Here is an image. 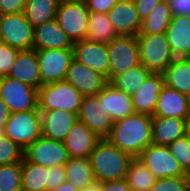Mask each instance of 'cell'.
<instances>
[{
  "label": "cell",
  "instance_id": "obj_1",
  "mask_svg": "<svg viewBox=\"0 0 190 191\" xmlns=\"http://www.w3.org/2000/svg\"><path fill=\"white\" fill-rule=\"evenodd\" d=\"M106 139L133 158L138 157L152 143V116L133 113L114 121Z\"/></svg>",
  "mask_w": 190,
  "mask_h": 191
},
{
  "label": "cell",
  "instance_id": "obj_2",
  "mask_svg": "<svg viewBox=\"0 0 190 191\" xmlns=\"http://www.w3.org/2000/svg\"><path fill=\"white\" fill-rule=\"evenodd\" d=\"M90 163L96 182L125 179L128 166L133 157L101 139L90 154Z\"/></svg>",
  "mask_w": 190,
  "mask_h": 191
},
{
  "label": "cell",
  "instance_id": "obj_3",
  "mask_svg": "<svg viewBox=\"0 0 190 191\" xmlns=\"http://www.w3.org/2000/svg\"><path fill=\"white\" fill-rule=\"evenodd\" d=\"M80 94L65 79L55 83L42 85L38 89V110H63L79 113L83 100Z\"/></svg>",
  "mask_w": 190,
  "mask_h": 191
},
{
  "label": "cell",
  "instance_id": "obj_4",
  "mask_svg": "<svg viewBox=\"0 0 190 191\" xmlns=\"http://www.w3.org/2000/svg\"><path fill=\"white\" fill-rule=\"evenodd\" d=\"M140 63L152 73H163L175 56L165 33L137 35Z\"/></svg>",
  "mask_w": 190,
  "mask_h": 191
},
{
  "label": "cell",
  "instance_id": "obj_5",
  "mask_svg": "<svg viewBox=\"0 0 190 191\" xmlns=\"http://www.w3.org/2000/svg\"><path fill=\"white\" fill-rule=\"evenodd\" d=\"M5 136L26 150L42 136V119L38 108L10 113L5 125Z\"/></svg>",
  "mask_w": 190,
  "mask_h": 191
},
{
  "label": "cell",
  "instance_id": "obj_6",
  "mask_svg": "<svg viewBox=\"0 0 190 191\" xmlns=\"http://www.w3.org/2000/svg\"><path fill=\"white\" fill-rule=\"evenodd\" d=\"M109 53V82L117 75L140 65L136 36H117L107 44Z\"/></svg>",
  "mask_w": 190,
  "mask_h": 191
},
{
  "label": "cell",
  "instance_id": "obj_7",
  "mask_svg": "<svg viewBox=\"0 0 190 191\" xmlns=\"http://www.w3.org/2000/svg\"><path fill=\"white\" fill-rule=\"evenodd\" d=\"M89 15L85 1L61 2L55 19L74 43L87 38Z\"/></svg>",
  "mask_w": 190,
  "mask_h": 191
},
{
  "label": "cell",
  "instance_id": "obj_8",
  "mask_svg": "<svg viewBox=\"0 0 190 191\" xmlns=\"http://www.w3.org/2000/svg\"><path fill=\"white\" fill-rule=\"evenodd\" d=\"M0 98L10 113L38 108V89L9 76L0 78Z\"/></svg>",
  "mask_w": 190,
  "mask_h": 191
},
{
  "label": "cell",
  "instance_id": "obj_9",
  "mask_svg": "<svg viewBox=\"0 0 190 191\" xmlns=\"http://www.w3.org/2000/svg\"><path fill=\"white\" fill-rule=\"evenodd\" d=\"M34 27L23 12L0 15V38L20 51L33 49Z\"/></svg>",
  "mask_w": 190,
  "mask_h": 191
},
{
  "label": "cell",
  "instance_id": "obj_10",
  "mask_svg": "<svg viewBox=\"0 0 190 191\" xmlns=\"http://www.w3.org/2000/svg\"><path fill=\"white\" fill-rule=\"evenodd\" d=\"M138 159L145 164L157 180L167 177L190 176L183 171L168 146L151 143L140 153Z\"/></svg>",
  "mask_w": 190,
  "mask_h": 191
},
{
  "label": "cell",
  "instance_id": "obj_11",
  "mask_svg": "<svg viewBox=\"0 0 190 191\" xmlns=\"http://www.w3.org/2000/svg\"><path fill=\"white\" fill-rule=\"evenodd\" d=\"M39 62L41 86L64 80L74 59L73 49L35 50Z\"/></svg>",
  "mask_w": 190,
  "mask_h": 191
},
{
  "label": "cell",
  "instance_id": "obj_12",
  "mask_svg": "<svg viewBox=\"0 0 190 191\" xmlns=\"http://www.w3.org/2000/svg\"><path fill=\"white\" fill-rule=\"evenodd\" d=\"M78 120L101 139L109 136L114 123L104 106V100H100L98 95L83 97Z\"/></svg>",
  "mask_w": 190,
  "mask_h": 191
},
{
  "label": "cell",
  "instance_id": "obj_13",
  "mask_svg": "<svg viewBox=\"0 0 190 191\" xmlns=\"http://www.w3.org/2000/svg\"><path fill=\"white\" fill-rule=\"evenodd\" d=\"M24 157L31 163L49 168L65 165L70 158L64 142L52 140L44 136L35 140L24 150Z\"/></svg>",
  "mask_w": 190,
  "mask_h": 191
},
{
  "label": "cell",
  "instance_id": "obj_14",
  "mask_svg": "<svg viewBox=\"0 0 190 191\" xmlns=\"http://www.w3.org/2000/svg\"><path fill=\"white\" fill-rule=\"evenodd\" d=\"M74 59L104 76L109 82V53L105 43L83 39L73 43Z\"/></svg>",
  "mask_w": 190,
  "mask_h": 191
},
{
  "label": "cell",
  "instance_id": "obj_15",
  "mask_svg": "<svg viewBox=\"0 0 190 191\" xmlns=\"http://www.w3.org/2000/svg\"><path fill=\"white\" fill-rule=\"evenodd\" d=\"M65 80L83 96L97 95L108 83L101 74L73 59Z\"/></svg>",
  "mask_w": 190,
  "mask_h": 191
},
{
  "label": "cell",
  "instance_id": "obj_16",
  "mask_svg": "<svg viewBox=\"0 0 190 191\" xmlns=\"http://www.w3.org/2000/svg\"><path fill=\"white\" fill-rule=\"evenodd\" d=\"M153 116L186 120L190 116V97L164 84Z\"/></svg>",
  "mask_w": 190,
  "mask_h": 191
},
{
  "label": "cell",
  "instance_id": "obj_17",
  "mask_svg": "<svg viewBox=\"0 0 190 191\" xmlns=\"http://www.w3.org/2000/svg\"><path fill=\"white\" fill-rule=\"evenodd\" d=\"M163 85V74L151 73L142 86L131 96L135 113L153 116Z\"/></svg>",
  "mask_w": 190,
  "mask_h": 191
},
{
  "label": "cell",
  "instance_id": "obj_18",
  "mask_svg": "<svg viewBox=\"0 0 190 191\" xmlns=\"http://www.w3.org/2000/svg\"><path fill=\"white\" fill-rule=\"evenodd\" d=\"M118 36H137L141 28L134 2L119 1L108 13Z\"/></svg>",
  "mask_w": 190,
  "mask_h": 191
},
{
  "label": "cell",
  "instance_id": "obj_19",
  "mask_svg": "<svg viewBox=\"0 0 190 191\" xmlns=\"http://www.w3.org/2000/svg\"><path fill=\"white\" fill-rule=\"evenodd\" d=\"M42 136L64 142L72 126L78 120V114L63 110L40 111Z\"/></svg>",
  "mask_w": 190,
  "mask_h": 191
},
{
  "label": "cell",
  "instance_id": "obj_20",
  "mask_svg": "<svg viewBox=\"0 0 190 191\" xmlns=\"http://www.w3.org/2000/svg\"><path fill=\"white\" fill-rule=\"evenodd\" d=\"M101 140L83 122L77 120L64 141L69 157H90L95 145Z\"/></svg>",
  "mask_w": 190,
  "mask_h": 191
},
{
  "label": "cell",
  "instance_id": "obj_21",
  "mask_svg": "<svg viewBox=\"0 0 190 191\" xmlns=\"http://www.w3.org/2000/svg\"><path fill=\"white\" fill-rule=\"evenodd\" d=\"M33 49H73V42L53 19L34 27Z\"/></svg>",
  "mask_w": 190,
  "mask_h": 191
},
{
  "label": "cell",
  "instance_id": "obj_22",
  "mask_svg": "<svg viewBox=\"0 0 190 191\" xmlns=\"http://www.w3.org/2000/svg\"><path fill=\"white\" fill-rule=\"evenodd\" d=\"M165 34L175 58H190V16H173Z\"/></svg>",
  "mask_w": 190,
  "mask_h": 191
},
{
  "label": "cell",
  "instance_id": "obj_23",
  "mask_svg": "<svg viewBox=\"0 0 190 191\" xmlns=\"http://www.w3.org/2000/svg\"><path fill=\"white\" fill-rule=\"evenodd\" d=\"M8 76L39 89L41 77L35 49L19 51Z\"/></svg>",
  "mask_w": 190,
  "mask_h": 191
},
{
  "label": "cell",
  "instance_id": "obj_24",
  "mask_svg": "<svg viewBox=\"0 0 190 191\" xmlns=\"http://www.w3.org/2000/svg\"><path fill=\"white\" fill-rule=\"evenodd\" d=\"M97 95L100 100H104V106L113 121L135 113L131 95L118 90L109 82Z\"/></svg>",
  "mask_w": 190,
  "mask_h": 191
},
{
  "label": "cell",
  "instance_id": "obj_25",
  "mask_svg": "<svg viewBox=\"0 0 190 191\" xmlns=\"http://www.w3.org/2000/svg\"><path fill=\"white\" fill-rule=\"evenodd\" d=\"M185 134V119L152 116V144L168 146Z\"/></svg>",
  "mask_w": 190,
  "mask_h": 191
},
{
  "label": "cell",
  "instance_id": "obj_26",
  "mask_svg": "<svg viewBox=\"0 0 190 191\" xmlns=\"http://www.w3.org/2000/svg\"><path fill=\"white\" fill-rule=\"evenodd\" d=\"M21 186L23 191H50L49 167L22 160Z\"/></svg>",
  "mask_w": 190,
  "mask_h": 191
},
{
  "label": "cell",
  "instance_id": "obj_27",
  "mask_svg": "<svg viewBox=\"0 0 190 191\" xmlns=\"http://www.w3.org/2000/svg\"><path fill=\"white\" fill-rule=\"evenodd\" d=\"M162 74L165 85L190 97V58H175Z\"/></svg>",
  "mask_w": 190,
  "mask_h": 191
},
{
  "label": "cell",
  "instance_id": "obj_28",
  "mask_svg": "<svg viewBox=\"0 0 190 191\" xmlns=\"http://www.w3.org/2000/svg\"><path fill=\"white\" fill-rule=\"evenodd\" d=\"M64 166L66 170V181L80 191L96 182L89 157H70Z\"/></svg>",
  "mask_w": 190,
  "mask_h": 191
},
{
  "label": "cell",
  "instance_id": "obj_29",
  "mask_svg": "<svg viewBox=\"0 0 190 191\" xmlns=\"http://www.w3.org/2000/svg\"><path fill=\"white\" fill-rule=\"evenodd\" d=\"M58 0H27L24 15L33 27L56 18Z\"/></svg>",
  "mask_w": 190,
  "mask_h": 191
},
{
  "label": "cell",
  "instance_id": "obj_30",
  "mask_svg": "<svg viewBox=\"0 0 190 191\" xmlns=\"http://www.w3.org/2000/svg\"><path fill=\"white\" fill-rule=\"evenodd\" d=\"M117 33L106 13H90L87 38L97 43L108 44L117 37Z\"/></svg>",
  "mask_w": 190,
  "mask_h": 191
},
{
  "label": "cell",
  "instance_id": "obj_31",
  "mask_svg": "<svg viewBox=\"0 0 190 191\" xmlns=\"http://www.w3.org/2000/svg\"><path fill=\"white\" fill-rule=\"evenodd\" d=\"M172 18L169 5L166 0H162L150 13L141 21V28L138 35H155L165 33Z\"/></svg>",
  "mask_w": 190,
  "mask_h": 191
},
{
  "label": "cell",
  "instance_id": "obj_32",
  "mask_svg": "<svg viewBox=\"0 0 190 191\" xmlns=\"http://www.w3.org/2000/svg\"><path fill=\"white\" fill-rule=\"evenodd\" d=\"M125 179L131 191H150L157 180L138 157L130 161Z\"/></svg>",
  "mask_w": 190,
  "mask_h": 191
},
{
  "label": "cell",
  "instance_id": "obj_33",
  "mask_svg": "<svg viewBox=\"0 0 190 191\" xmlns=\"http://www.w3.org/2000/svg\"><path fill=\"white\" fill-rule=\"evenodd\" d=\"M151 73L150 70L140 64L125 73L115 76L109 83L118 90L132 96Z\"/></svg>",
  "mask_w": 190,
  "mask_h": 191
},
{
  "label": "cell",
  "instance_id": "obj_34",
  "mask_svg": "<svg viewBox=\"0 0 190 191\" xmlns=\"http://www.w3.org/2000/svg\"><path fill=\"white\" fill-rule=\"evenodd\" d=\"M22 161L0 165V191H20Z\"/></svg>",
  "mask_w": 190,
  "mask_h": 191
},
{
  "label": "cell",
  "instance_id": "obj_35",
  "mask_svg": "<svg viewBox=\"0 0 190 191\" xmlns=\"http://www.w3.org/2000/svg\"><path fill=\"white\" fill-rule=\"evenodd\" d=\"M173 157L178 161L183 171L190 175V140L185 134L168 145Z\"/></svg>",
  "mask_w": 190,
  "mask_h": 191
},
{
  "label": "cell",
  "instance_id": "obj_36",
  "mask_svg": "<svg viewBox=\"0 0 190 191\" xmlns=\"http://www.w3.org/2000/svg\"><path fill=\"white\" fill-rule=\"evenodd\" d=\"M24 159V150L7 136L0 138V165L13 164Z\"/></svg>",
  "mask_w": 190,
  "mask_h": 191
},
{
  "label": "cell",
  "instance_id": "obj_37",
  "mask_svg": "<svg viewBox=\"0 0 190 191\" xmlns=\"http://www.w3.org/2000/svg\"><path fill=\"white\" fill-rule=\"evenodd\" d=\"M150 191H190V176L158 179Z\"/></svg>",
  "mask_w": 190,
  "mask_h": 191
},
{
  "label": "cell",
  "instance_id": "obj_38",
  "mask_svg": "<svg viewBox=\"0 0 190 191\" xmlns=\"http://www.w3.org/2000/svg\"><path fill=\"white\" fill-rule=\"evenodd\" d=\"M19 51L7 44L0 45V78L8 76Z\"/></svg>",
  "mask_w": 190,
  "mask_h": 191
},
{
  "label": "cell",
  "instance_id": "obj_39",
  "mask_svg": "<svg viewBox=\"0 0 190 191\" xmlns=\"http://www.w3.org/2000/svg\"><path fill=\"white\" fill-rule=\"evenodd\" d=\"M90 13H108L119 0H85Z\"/></svg>",
  "mask_w": 190,
  "mask_h": 191
},
{
  "label": "cell",
  "instance_id": "obj_40",
  "mask_svg": "<svg viewBox=\"0 0 190 191\" xmlns=\"http://www.w3.org/2000/svg\"><path fill=\"white\" fill-rule=\"evenodd\" d=\"M27 0H0V15L24 12Z\"/></svg>",
  "mask_w": 190,
  "mask_h": 191
},
{
  "label": "cell",
  "instance_id": "obj_41",
  "mask_svg": "<svg viewBox=\"0 0 190 191\" xmlns=\"http://www.w3.org/2000/svg\"><path fill=\"white\" fill-rule=\"evenodd\" d=\"M162 0H134L139 19L143 21Z\"/></svg>",
  "mask_w": 190,
  "mask_h": 191
},
{
  "label": "cell",
  "instance_id": "obj_42",
  "mask_svg": "<svg viewBox=\"0 0 190 191\" xmlns=\"http://www.w3.org/2000/svg\"><path fill=\"white\" fill-rule=\"evenodd\" d=\"M50 172V191L66 182V170L64 165L53 166L49 168Z\"/></svg>",
  "mask_w": 190,
  "mask_h": 191
},
{
  "label": "cell",
  "instance_id": "obj_43",
  "mask_svg": "<svg viewBox=\"0 0 190 191\" xmlns=\"http://www.w3.org/2000/svg\"><path fill=\"white\" fill-rule=\"evenodd\" d=\"M172 17L176 15L190 16V0H166Z\"/></svg>",
  "mask_w": 190,
  "mask_h": 191
},
{
  "label": "cell",
  "instance_id": "obj_44",
  "mask_svg": "<svg viewBox=\"0 0 190 191\" xmlns=\"http://www.w3.org/2000/svg\"><path fill=\"white\" fill-rule=\"evenodd\" d=\"M101 185L102 191H131L126 179L107 181Z\"/></svg>",
  "mask_w": 190,
  "mask_h": 191
},
{
  "label": "cell",
  "instance_id": "obj_45",
  "mask_svg": "<svg viewBox=\"0 0 190 191\" xmlns=\"http://www.w3.org/2000/svg\"><path fill=\"white\" fill-rule=\"evenodd\" d=\"M10 115V111L4 101L0 98V126H5Z\"/></svg>",
  "mask_w": 190,
  "mask_h": 191
},
{
  "label": "cell",
  "instance_id": "obj_46",
  "mask_svg": "<svg viewBox=\"0 0 190 191\" xmlns=\"http://www.w3.org/2000/svg\"><path fill=\"white\" fill-rule=\"evenodd\" d=\"M53 191H80L74 185L69 184L67 181L60 186H58Z\"/></svg>",
  "mask_w": 190,
  "mask_h": 191
},
{
  "label": "cell",
  "instance_id": "obj_47",
  "mask_svg": "<svg viewBox=\"0 0 190 191\" xmlns=\"http://www.w3.org/2000/svg\"><path fill=\"white\" fill-rule=\"evenodd\" d=\"M81 191H102V185L100 182H95L94 184L88 186L87 188Z\"/></svg>",
  "mask_w": 190,
  "mask_h": 191
},
{
  "label": "cell",
  "instance_id": "obj_48",
  "mask_svg": "<svg viewBox=\"0 0 190 191\" xmlns=\"http://www.w3.org/2000/svg\"><path fill=\"white\" fill-rule=\"evenodd\" d=\"M186 135L190 140V116L186 119Z\"/></svg>",
  "mask_w": 190,
  "mask_h": 191
},
{
  "label": "cell",
  "instance_id": "obj_49",
  "mask_svg": "<svg viewBox=\"0 0 190 191\" xmlns=\"http://www.w3.org/2000/svg\"><path fill=\"white\" fill-rule=\"evenodd\" d=\"M5 136V126H0V138Z\"/></svg>",
  "mask_w": 190,
  "mask_h": 191
},
{
  "label": "cell",
  "instance_id": "obj_50",
  "mask_svg": "<svg viewBox=\"0 0 190 191\" xmlns=\"http://www.w3.org/2000/svg\"><path fill=\"white\" fill-rule=\"evenodd\" d=\"M75 1H85V0H58L59 3H61V2H75Z\"/></svg>",
  "mask_w": 190,
  "mask_h": 191
},
{
  "label": "cell",
  "instance_id": "obj_51",
  "mask_svg": "<svg viewBox=\"0 0 190 191\" xmlns=\"http://www.w3.org/2000/svg\"><path fill=\"white\" fill-rule=\"evenodd\" d=\"M0 45H5V43L2 41L1 38H0Z\"/></svg>",
  "mask_w": 190,
  "mask_h": 191
},
{
  "label": "cell",
  "instance_id": "obj_52",
  "mask_svg": "<svg viewBox=\"0 0 190 191\" xmlns=\"http://www.w3.org/2000/svg\"><path fill=\"white\" fill-rule=\"evenodd\" d=\"M119 1H130V2H134V0H119Z\"/></svg>",
  "mask_w": 190,
  "mask_h": 191
}]
</instances>
